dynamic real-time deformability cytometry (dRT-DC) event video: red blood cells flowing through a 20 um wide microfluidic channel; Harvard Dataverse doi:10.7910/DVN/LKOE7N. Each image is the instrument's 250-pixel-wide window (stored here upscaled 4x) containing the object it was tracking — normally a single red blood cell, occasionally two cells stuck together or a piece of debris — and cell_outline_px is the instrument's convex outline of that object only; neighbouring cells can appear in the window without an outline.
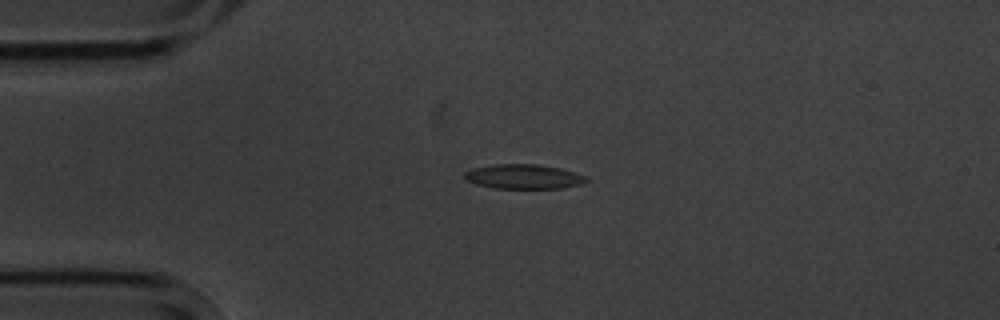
{"species": "common noctule bat (a hibernating species)", "species_latin": "Nyctalus noctula", "temperature_condition": "cold", "stored_images_in_passage": 9, "camera_frame_rate_fps": 3000, "um_per_image_px": 0.085, "animal": {"sex": "male", "body_mass_g": 20.1, "forearm_length_mm": 53.5}, "frame": {"image": 1, "passage_image": 2, "time_ms": 1.0, "image_size_px": [1000, 320], "cell_outline_px": [[588, 180], [580, 184], [564, 188], [492, 188], [476, 184], [468, 180], [464, 176], [464, 172], [472, 168], [492, 164], [536, 164], [560, 168], [584, 176]], "centroid_in_image_um": [44.46, 15.01], "position_along_channel_um": 40.5, "area_um2": 17.28}}
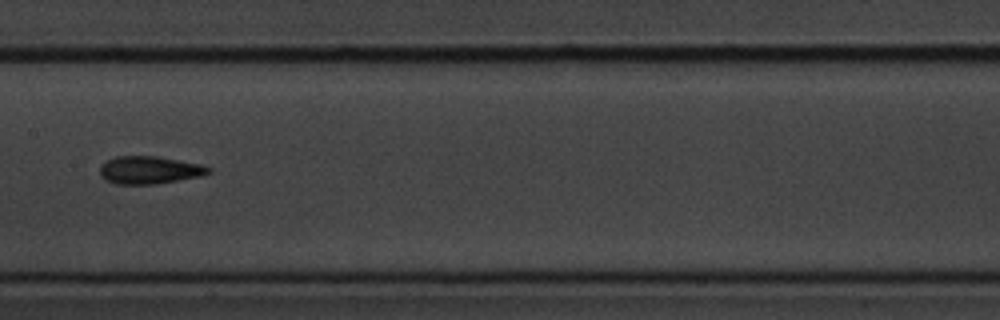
{"frame": {"image": 2, "passage_image": 6, "time_ms": 6.0, "image_size_px": [1000, 320], "cell_outline_px": [[212, 172], [200, 176], [156, 184], [116, 184], [104, 180], [100, 176], [100, 164], [116, 156], [156, 156], [180, 160], [200, 164], [212, 168]], "centroid_in_image_um": [12.68, 14.45], "position_along_channel_um": 194.7, "area_um2": 17.63}}
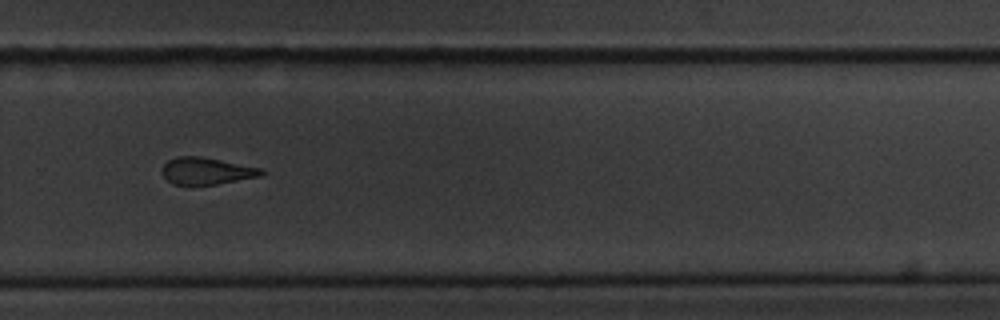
{"frame": {"image": 3, "passage_image": 9, "time_ms": 9.333, "image_size_px": [1000, 320], "cell_outline_px": [[268, 172], [264, 176], [216, 184], [172, 184], [160, 172], [164, 164], [168, 160], [176, 156], [200, 156], [260, 168]], "centroid_in_image_um": [17.57, 14.53], "position_along_channel_um": 312.2, "area_um2": 15.61}}